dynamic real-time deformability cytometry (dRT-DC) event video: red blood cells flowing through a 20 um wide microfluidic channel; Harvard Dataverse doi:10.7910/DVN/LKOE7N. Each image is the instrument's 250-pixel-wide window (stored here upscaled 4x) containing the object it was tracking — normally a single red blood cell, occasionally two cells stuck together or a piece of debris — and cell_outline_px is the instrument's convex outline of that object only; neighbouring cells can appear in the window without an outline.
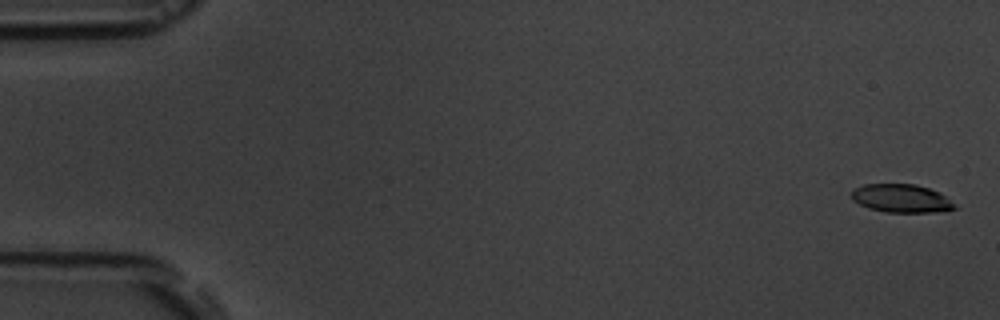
{"species": "common noctule bat (a hibernating species)", "species_latin": "Nyctalus noctula", "temperature_condition": "room temperature", "stored_images_in_passage": 7, "camera_frame_rate_fps": 3000, "um_per_image_px": 0.085, "animal": {"sex": "male", "body_mass_g": 19.5, "forearm_length_mm": 54.6}, "frame": {"image": 1, "passage_image": 1, "time_ms": 0.0, "image_size_px": [1000, 320], "cell_outline_px": [[960, 208], [932, 212], [884, 212], [868, 208], [852, 200], [852, 188], [864, 184], [916, 184], [940, 192]], "centroid_in_image_um": [76.6, 16.86], "position_along_channel_um": 8.4, "area_um2": 17.11}}
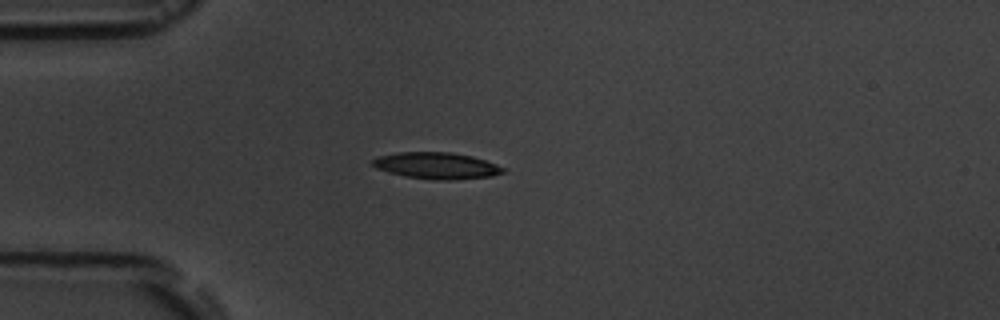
{"frame": {"image": 2, "passage_image": 5, "time_ms": 4.667, "image_size_px": [1000, 320], "cell_outline_px": [[504, 172], [492, 176], [452, 180], [432, 180], [404, 176], [388, 172], [376, 168], [372, 164], [372, 160], [376, 156], [400, 152], [452, 152], [472, 156], [496, 164], [504, 168]], "centroid_in_image_um": [37.08, 14.08], "position_along_channel_um": 47.9, "area_um2": 20.23}}
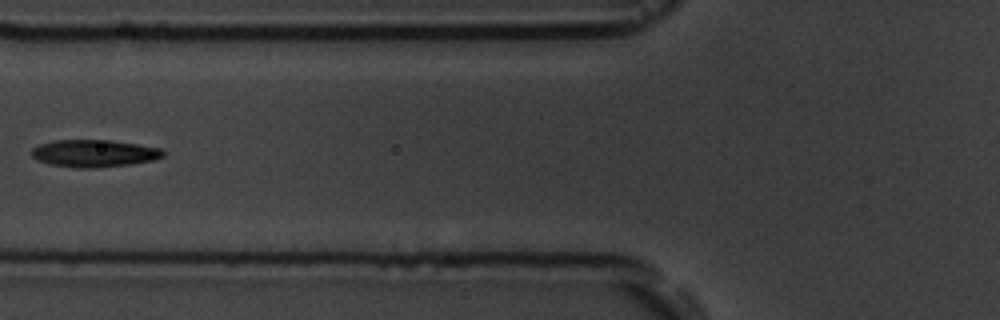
{"frame": {"image": 3, "passage_image": 7, "time_ms": 7.0, "image_size_px": [1000, 320], "cell_outline_px": [[164, 156], [152, 160], [132, 164], [96, 168], [76, 168], [52, 164], [40, 160], [32, 156], [28, 152], [32, 148], [40, 144], [56, 140], [108, 140], [136, 144], [160, 148], [164, 152]], "centroid_in_image_um": [7.99, 13.03], "position_along_channel_um": 117.8, "area_um2": 20.81}}